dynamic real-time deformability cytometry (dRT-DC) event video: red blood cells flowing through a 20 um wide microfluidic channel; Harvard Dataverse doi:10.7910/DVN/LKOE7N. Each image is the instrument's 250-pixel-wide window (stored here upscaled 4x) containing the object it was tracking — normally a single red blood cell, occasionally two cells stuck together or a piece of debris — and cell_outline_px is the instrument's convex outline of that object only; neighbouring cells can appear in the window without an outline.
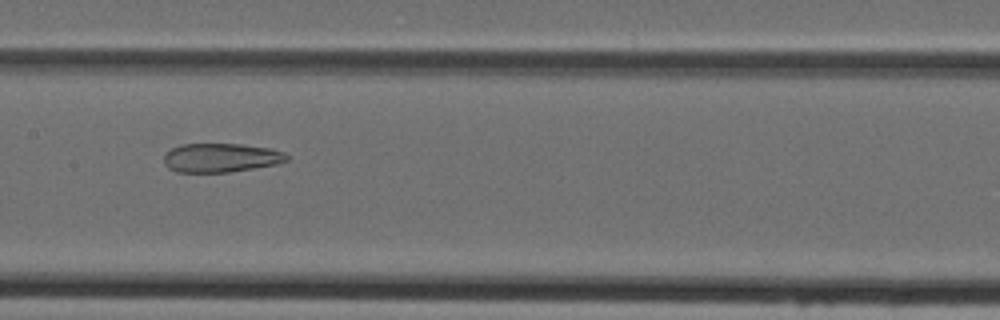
{"species": "Egyptian fruit bat (a non-hibernating species)", "species_latin": "Rousettus aegyptiacus", "temperature_condition": "cold", "stored_images_in_passage": 48, "camera_frame_rate_fps": 3000, "um_per_image_px": 0.085, "animal": {"sex": "female"}, "frame": {"image": 1, "passage_image": 24, "time_ms": 7.667, "image_size_px": [1000, 320], "cell_outline_px": [[288, 160], [280, 164], [228, 172], [176, 172], [168, 168], [164, 164], [164, 156], [172, 148], [180, 144], [240, 144], [272, 148], [284, 152], [288, 156]], "centroid_in_image_um": [18.8, 13.41], "position_along_channel_um": 188.6, "area_um2": 20.87}}
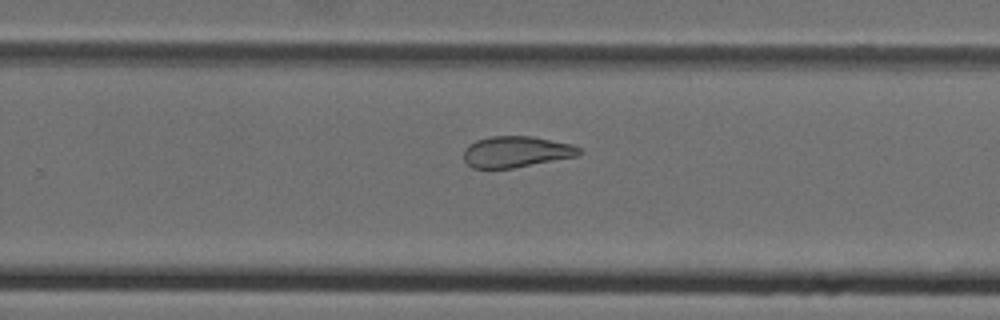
{"frame": {"image": 2, "passage_image": 31, "time_ms": 10.0, "image_size_px": [1000, 320], "cell_outline_px": [[584, 152], [576, 156], [512, 168], [472, 168], [464, 160], [464, 148], [468, 144], [476, 140], [488, 136], [532, 136], [572, 144], [580, 148]], "centroid_in_image_um": [43.86, 12.89], "position_along_channel_um": 285.9, "area_um2": 20.98}}
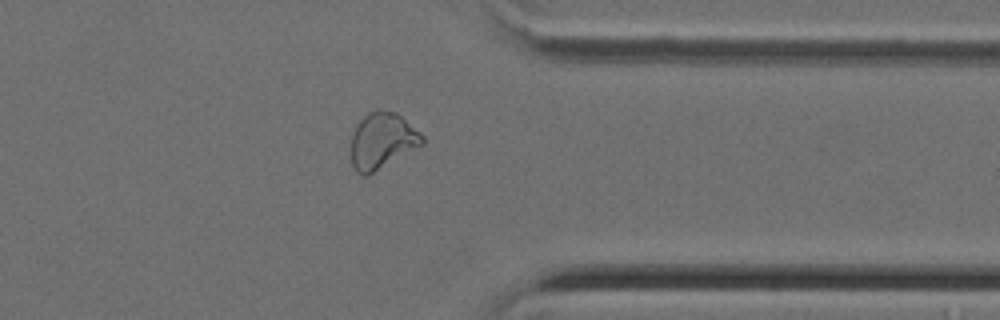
{"frame": {"image": 3, "passage_image": 38, "time_ms": 12.333, "image_size_px": [1000, 320], "cell_outline_px": [[424, 144], [368, 176], [364, 176], [356, 172], [352, 164], [352, 136], [356, 124], [368, 112], [376, 108], [396, 112], [420, 132], [424, 136]], "centroid_in_image_um": [32.49, 11.96], "position_along_channel_um": 378.9, "area_um2": 23.47}}